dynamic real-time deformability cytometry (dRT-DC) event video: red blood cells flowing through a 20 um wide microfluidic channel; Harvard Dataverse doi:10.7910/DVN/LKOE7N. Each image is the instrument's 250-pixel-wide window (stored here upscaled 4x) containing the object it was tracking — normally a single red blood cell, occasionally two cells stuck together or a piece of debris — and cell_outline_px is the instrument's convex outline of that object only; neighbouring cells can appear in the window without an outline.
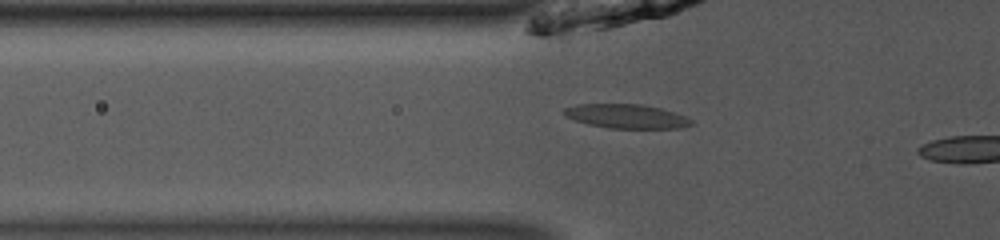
{"species": "common noctule bat (a hibernating species)", "species_latin": "Nyctalus noctula", "temperature_condition": "room temperature", "stored_images_in_passage": 32, "camera_frame_rate_fps": 3000, "um_per_image_px": 0.085, "animal": {"sex": "male", "body_mass_g": 13.0, "forearm_length_mm": 53.1}, "frame": {"image": 1, "passage_image": 7, "time_ms": 2.0, "image_size_px": [1000, 240], "cell_outline_px": [[696, 124], [680, 128], [608, 128], [588, 124], [576, 120], [568, 116], [564, 112], [564, 108], [576, 104], [640, 104], [660, 108], [684, 116], [692, 120]], "centroid_in_image_um": [53.28, 9.88], "position_along_channel_um": 72.5, "area_um2": 17.69}}
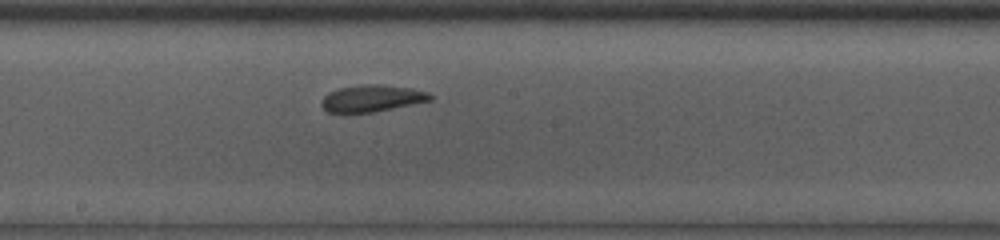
{"frame": {"image": 2, "passage_image": 18, "time_ms": 5.667, "image_size_px": [1000, 240], "cell_outline_px": [[432, 100], [372, 112], [328, 112], [320, 104], [320, 100], [328, 92], [340, 88], [368, 84], [380, 84], [412, 88], [428, 92], [432, 96]], "centroid_in_image_um": [31.6, 8.35], "position_along_channel_um": 216.6, "area_um2": 16.76}}
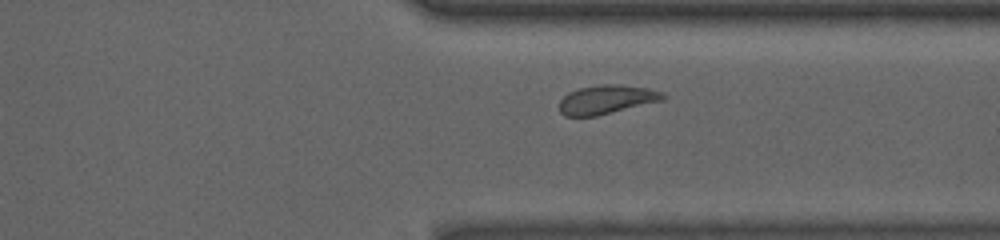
{"frame": {"image": 3, "passage_image": 29, "time_ms": 9.333, "image_size_px": [1000, 240], "cell_outline_px": [[668, 96], [664, 100], [596, 116], [564, 116], [560, 112], [560, 100], [568, 92], [580, 88], [600, 84], [620, 84], [648, 88], [664, 92]], "centroid_in_image_um": [51.6, 8.45], "position_along_channel_um": 359.8, "area_um2": 17.57}}